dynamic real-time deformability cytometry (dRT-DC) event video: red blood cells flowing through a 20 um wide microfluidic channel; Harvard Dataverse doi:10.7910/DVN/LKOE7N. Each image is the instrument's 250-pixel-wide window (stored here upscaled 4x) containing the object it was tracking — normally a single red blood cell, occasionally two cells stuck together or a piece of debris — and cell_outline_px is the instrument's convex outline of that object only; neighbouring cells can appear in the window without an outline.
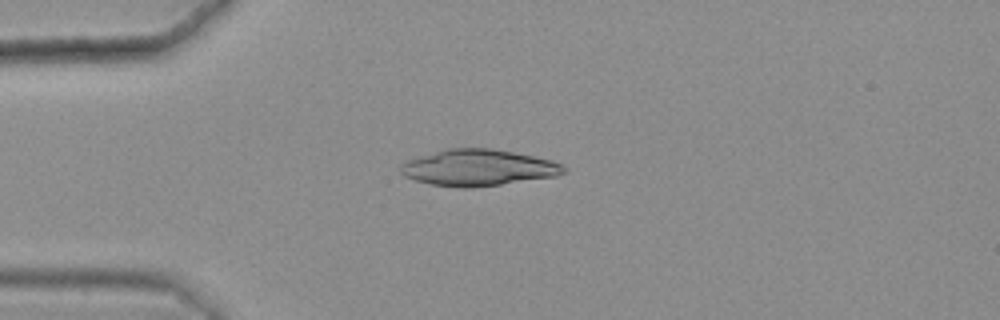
{"species": "common noctule bat (a hibernating species)", "species_latin": "Nyctalus noctula", "temperature_condition": "warm", "stored_images_in_passage": 49, "camera_frame_rate_fps": 3000, "um_per_image_px": 0.085, "animal": {"sex": "female", "body_mass_g": 25.1}, "frame": {"image": 1, "passage_image": 14, "time_ms": 4.333, "image_size_px": [1000, 320], "cell_outline_px": [[568, 168], [564, 172], [556, 176], [500, 184], [468, 188], [460, 188], [432, 184], [416, 180], [404, 176], [400, 172], [400, 164], [408, 160], [448, 148], [492, 148], [552, 160]], "centroid_in_image_um": [40.64, 14.25], "position_along_channel_um": 44.4, "area_um2": 34.16}}
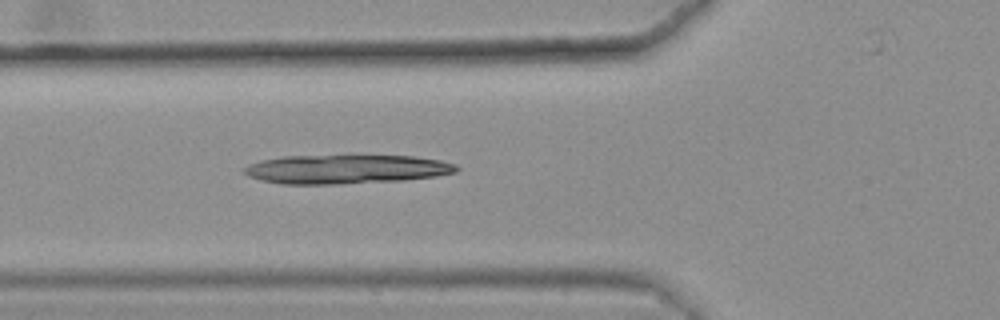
{"frame": {"image": 2, "passage_image": 20, "time_ms": 6.333, "image_size_px": [1000, 320], "cell_outline_px": [[460, 168], [456, 172], [436, 176], [404, 180], [336, 184], [280, 184], [248, 176], [244, 172], [244, 168], [248, 164], [260, 160], [284, 156], [416, 156], [440, 160], [456, 164]], "centroid_in_image_um": [29.44, 14.38], "position_along_channel_um": 96.4, "area_um2": 35.78}}
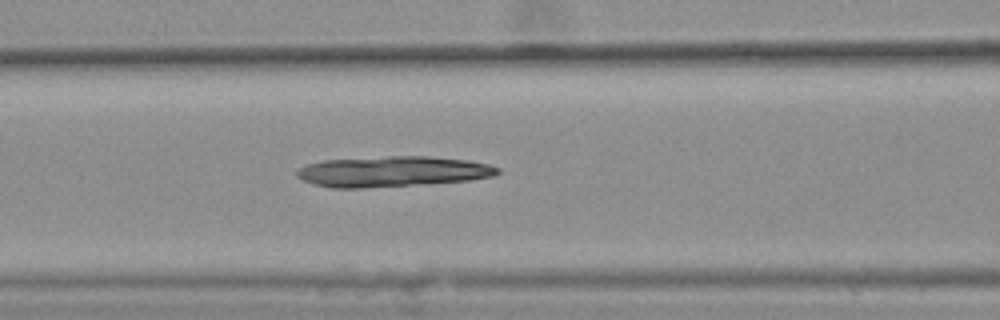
{"frame": {"image": 3, "passage_image": 23, "time_ms": 7.333, "image_size_px": [1000, 320], "cell_outline_px": [[500, 172], [492, 176], [468, 180], [364, 188], [332, 188], [316, 184], [304, 180], [296, 176], [296, 172], [300, 168], [308, 164], [324, 160], [388, 156], [428, 156], [468, 160], [488, 164], [500, 168]], "centroid_in_image_um": [33.36, 14.57], "position_along_channel_um": 133.2, "area_um2": 35.37}}